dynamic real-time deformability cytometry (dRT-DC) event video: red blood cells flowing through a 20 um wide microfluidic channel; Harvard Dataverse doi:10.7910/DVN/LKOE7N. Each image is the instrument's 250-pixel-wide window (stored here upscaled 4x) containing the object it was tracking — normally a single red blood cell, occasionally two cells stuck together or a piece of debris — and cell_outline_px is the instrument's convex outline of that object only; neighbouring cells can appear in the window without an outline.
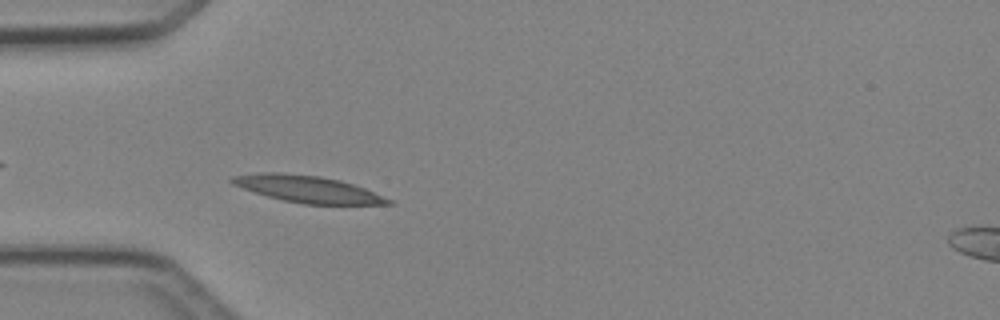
{"species": "Egyptian fruit bat (a non-hibernating species)", "species_latin": "Rousettus aegyptiacus", "temperature_condition": "cold", "stored_images_in_passage": 39, "camera_frame_rate_fps": 3000, "um_per_image_px": 0.085, "animal": {"sex": "female"}, "frame": {"image": 1, "passage_image": 9, "time_ms": 2.667, "image_size_px": [1000, 320], "cell_outline_px": [[396, 204], [304, 204], [284, 200], [268, 196], [232, 184], [228, 180], [232, 176], [260, 172], [280, 172], [320, 176], [340, 180], [364, 188], [392, 200]], "centroid_in_image_um": [26.14, 16.06], "position_along_channel_um": 58.9, "area_um2": 24.16}}
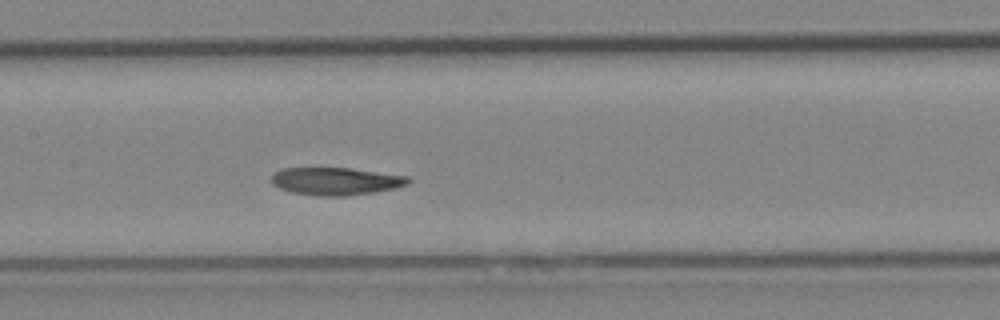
{"frame": {"image": 2, "passage_image": 18, "time_ms": 5.667, "image_size_px": [1000, 320], "cell_outline_px": [[412, 180], [408, 184], [396, 188], [348, 196], [316, 196], [292, 192], [280, 188], [272, 184], [272, 176], [276, 172], [284, 168], [352, 168], [408, 176]], "centroid_in_image_um": [28.58, 15.4], "position_along_channel_um": 178.8, "area_um2": 22.02}}
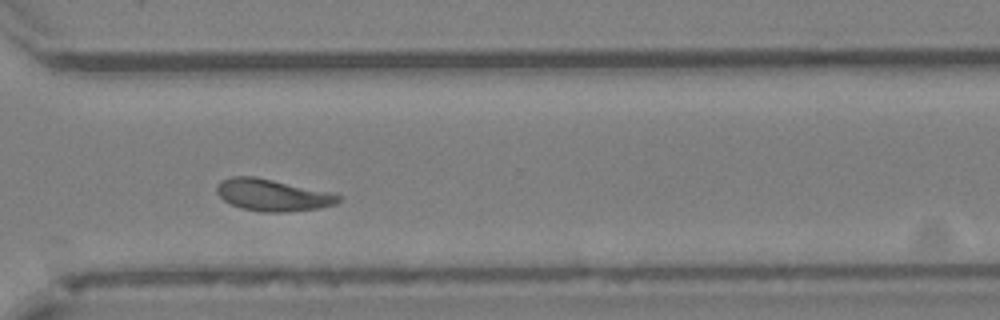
{"frame": {"image": 3, "passage_image": 30, "time_ms": 9.667, "image_size_px": [1000, 320], "cell_outline_px": [[344, 196], [336, 204], [320, 208], [284, 212], [264, 212], [240, 208], [224, 200], [216, 192], [216, 188], [220, 180], [232, 176], [256, 176], [328, 192]], "centroid_in_image_um": [23.16, 16.58], "position_along_channel_um": 347.4, "area_um2": 22.54}, "authors_computed_cell_mechanics": {"area_um2": 22.3108, "velocity_mm_per_s": 4.2022, "shape_relaxation_time_tau1_ms": 5.2181, "shape_relaxation_time_tau2_ms": 3.2572, "deformation_change_tau1": 0.176, "deformation_change_tau2": 0.0907}}